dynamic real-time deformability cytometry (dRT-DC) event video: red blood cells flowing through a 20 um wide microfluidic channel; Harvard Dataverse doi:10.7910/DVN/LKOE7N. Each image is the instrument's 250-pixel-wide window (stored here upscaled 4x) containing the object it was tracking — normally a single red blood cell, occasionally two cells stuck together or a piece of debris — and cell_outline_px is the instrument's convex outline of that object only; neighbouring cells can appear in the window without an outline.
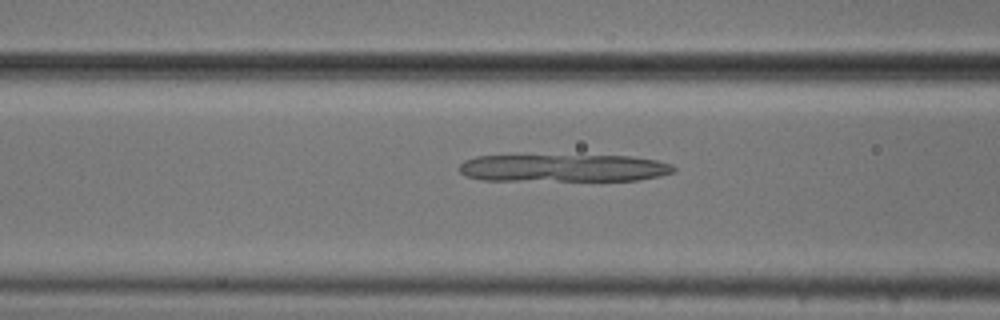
{"species": "common noctule bat (a hibernating species)", "species_latin": "Nyctalus noctula", "temperature_condition": "cold", "stored_images_in_passage": 39, "camera_frame_rate_fps": 3000, "um_per_image_px": 0.085, "animal": {"sex": "male", "body_mass_g": 20.5, "forearm_length_mm": 52.5}, "frame": {"image": 1, "passage_image": 7, "time_ms": 2.0, "image_size_px": [1000, 320], "cell_outline_px": [[676, 172], [660, 176], [636, 180], [484, 180], [464, 176], [460, 172], [460, 164], [464, 160], [476, 156], [628, 156], [656, 160], [672, 164], [676, 168]], "centroid_in_image_um": [47.92, 14.28], "position_along_channel_um": 118.7, "area_um2": 34.22}}
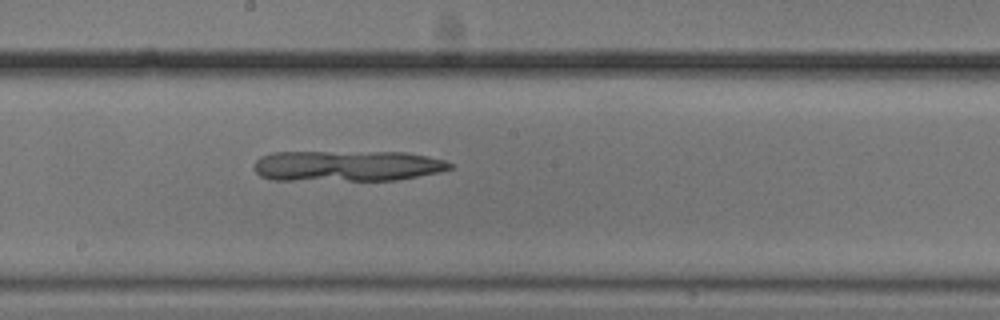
{"frame": {"image": 2, "passage_image": 15, "time_ms": 4.667, "image_size_px": [1000, 320], "cell_outline_px": [[452, 168], [440, 172], [396, 180], [272, 180], [260, 176], [252, 168], [256, 160], [260, 156], [272, 152], [404, 152], [444, 160], [452, 164]], "centroid_in_image_um": [29.45, 14.1], "position_along_channel_um": 218.8, "area_um2": 35.26}}
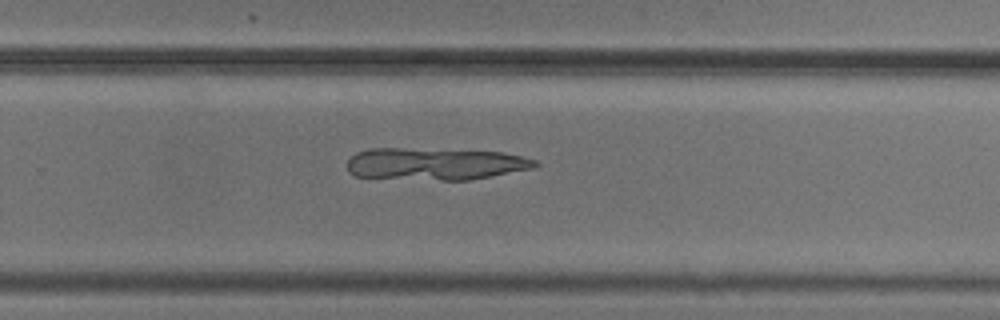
{"frame": {"image": 3, "passage_image": 21, "time_ms": 6.667, "image_size_px": [1000, 320], "cell_outline_px": [[540, 164], [532, 168], [472, 180], [440, 180], [356, 176], [348, 172], [348, 160], [356, 152], [368, 148], [400, 148], [504, 152], [536, 160]], "centroid_in_image_um": [36.99, 13.93], "position_along_channel_um": 292.8, "area_um2": 35.03}}